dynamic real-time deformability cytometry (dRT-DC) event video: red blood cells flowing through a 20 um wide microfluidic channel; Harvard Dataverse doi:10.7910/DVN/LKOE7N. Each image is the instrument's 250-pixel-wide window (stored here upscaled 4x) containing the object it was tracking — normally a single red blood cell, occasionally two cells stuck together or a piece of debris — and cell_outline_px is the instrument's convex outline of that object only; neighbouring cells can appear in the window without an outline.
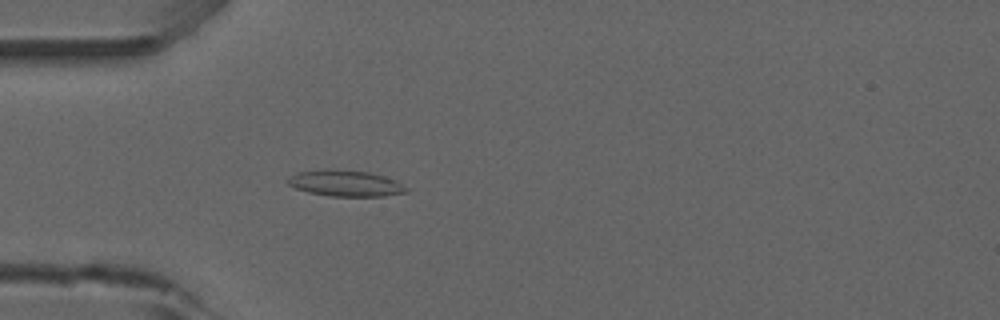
{"species": "common noctule bat (a hibernating species)", "species_latin": "Nyctalus noctula", "temperature_condition": "room temperature", "stored_images_in_passage": 53, "camera_frame_rate_fps": 3000, "um_per_image_px": 0.085, "animal": {"sex": "male", "forearm_length_mm": 52.5}, "frame": {"image": 1, "passage_image": 16, "time_ms": 5.0, "image_size_px": [1000, 320], "cell_outline_px": [[408, 192], [384, 196], [332, 196], [308, 192], [296, 188], [288, 184], [284, 180], [288, 176], [296, 172], [324, 168], [328, 168], [368, 172], [384, 176], [396, 180], [408, 188]], "centroid_in_image_um": [29.32, 15.56], "position_along_channel_um": 55.7, "area_um2": 18.32}}
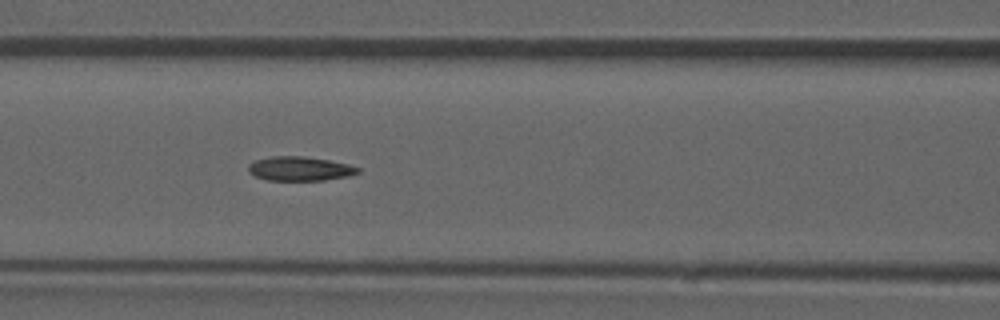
{"frame": {"image": 2, "passage_image": 23, "time_ms": 7.333, "image_size_px": [1000, 320], "cell_outline_px": [[360, 172], [348, 176], [324, 180], [268, 180], [256, 176], [248, 172], [248, 164], [256, 160], [272, 156], [304, 156], [328, 160], [348, 164], [360, 168]], "centroid_in_image_um": [25.48, 14.33], "position_along_channel_um": 141.1, "area_um2": 15.37}}